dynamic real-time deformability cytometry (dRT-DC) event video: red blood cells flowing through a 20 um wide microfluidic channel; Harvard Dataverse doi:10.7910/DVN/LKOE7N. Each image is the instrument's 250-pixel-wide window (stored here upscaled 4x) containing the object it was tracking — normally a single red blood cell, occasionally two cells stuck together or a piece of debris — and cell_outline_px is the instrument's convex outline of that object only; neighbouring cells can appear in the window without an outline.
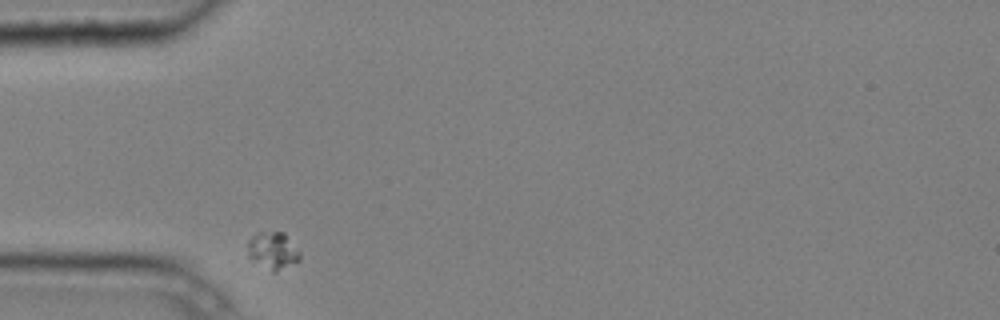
{"species": "common noctule bat (a hibernating species)", "species_latin": "Nyctalus noctula", "temperature_condition": "cold", "stored_images_in_passage": 7, "camera_frame_rate_fps": 3000, "um_per_image_px": 0.085, "animal": {"sex": "male", "body_mass_g": 20.4}, "frame": {"image": 1, "passage_image": 1, "time_ms": 0.0, "image_size_px": [1000, 320], "cell_outline_px": [[300, 260], [276, 272], [272, 272], [252, 260], [248, 256], [248, 240], [256, 232], [284, 232], [300, 252]], "centroid_in_image_um": [23.18, 21.3], "position_along_channel_um": 61.8, "area_um2": 11.33}}
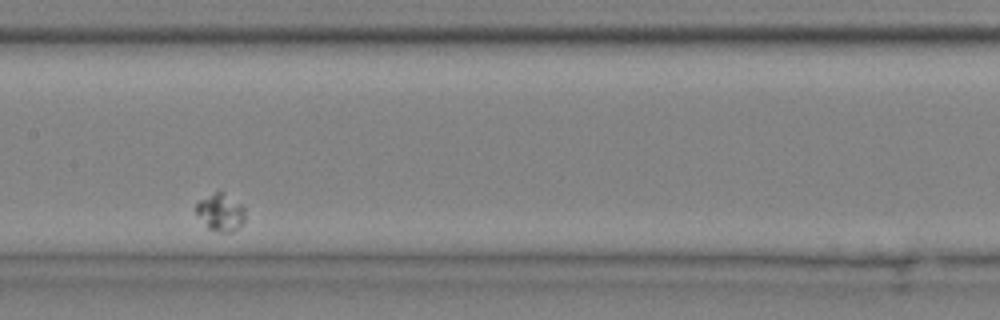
{"frame": {"image": 2, "passage_image": 5, "time_ms": 1.333, "image_size_px": [1000, 320], "cell_outline_px": [[244, 224], [232, 232], [216, 232], [208, 228], [196, 212], [196, 204], [200, 200], [216, 192], [220, 192], [240, 204], [244, 208]], "centroid_in_image_um": [18.76, 18.1], "position_along_channel_um": 188.6, "area_um2": 10.35}}
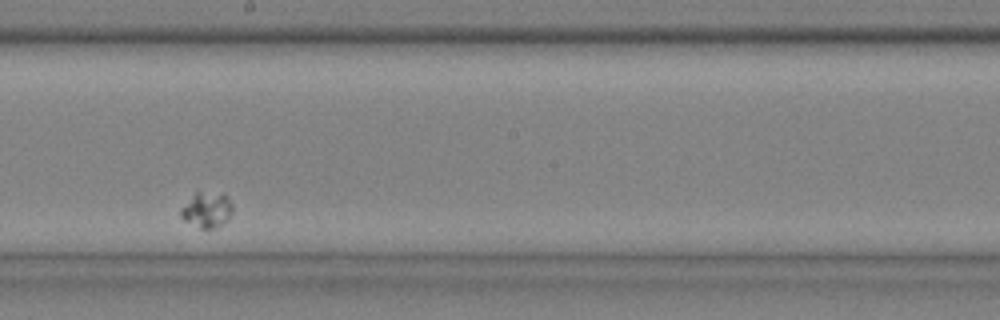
{"frame": {"image": 3, "passage_image": 6, "time_ms": 1.667, "image_size_px": [1000, 320], "cell_outline_px": [[232, 212], [228, 220], [216, 228], [200, 228], [184, 220], [180, 216], [180, 208], [196, 192], [200, 192], [228, 196], [232, 204]], "centroid_in_image_um": [17.58, 17.86], "position_along_channel_um": 230.6, "area_um2": 10.52}}